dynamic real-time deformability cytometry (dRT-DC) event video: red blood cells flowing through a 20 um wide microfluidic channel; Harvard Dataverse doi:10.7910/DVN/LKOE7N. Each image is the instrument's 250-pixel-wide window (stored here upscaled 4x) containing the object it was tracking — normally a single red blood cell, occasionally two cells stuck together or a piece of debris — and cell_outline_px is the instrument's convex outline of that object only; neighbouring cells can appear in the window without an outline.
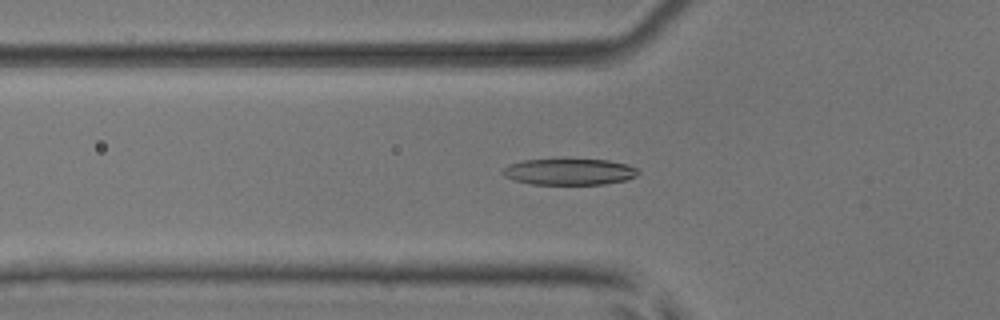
{"species": "common noctule bat (a hibernating species)", "species_latin": "Nyctalus noctula", "temperature_condition": "room temperature", "stored_images_in_passage": 42, "camera_frame_rate_fps": 3000, "um_per_image_px": 0.085, "animal": {"sex": "male", "body_mass_g": 17.9, "forearm_length_mm": 54.2}, "frame": {"image": 1, "passage_image": 19, "time_ms": 6.0, "image_size_px": [1000, 320], "cell_outline_px": [[640, 172], [636, 176], [624, 180], [604, 184], [532, 184], [516, 180], [504, 176], [500, 172], [508, 164], [524, 160], [608, 160], [628, 164], [636, 168]], "centroid_in_image_um": [48.39, 14.6], "position_along_channel_um": 77.4, "area_um2": 20.52}}
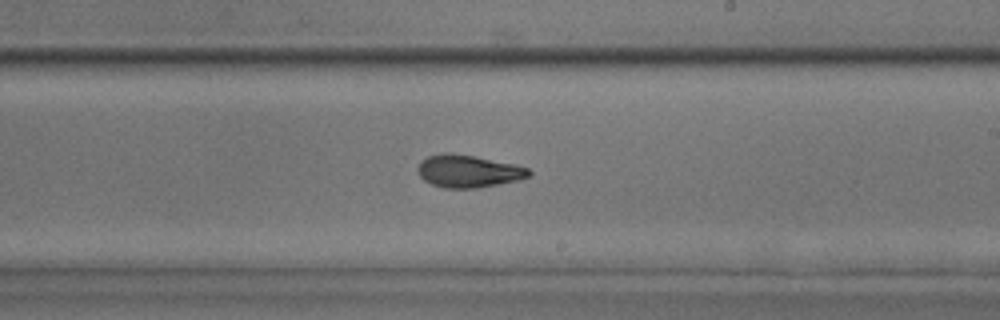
{"frame": {"image": 2, "passage_image": 32, "time_ms": 10.333, "image_size_px": [1000, 320], "cell_outline_px": [[532, 172], [528, 176], [520, 180], [476, 188], [444, 188], [432, 184], [424, 180], [420, 176], [416, 168], [428, 156], [444, 152], [452, 152], [516, 164], [528, 168]], "centroid_in_image_um": [39.82, 14.55], "position_along_channel_um": 249.2, "area_um2": 21.04}}
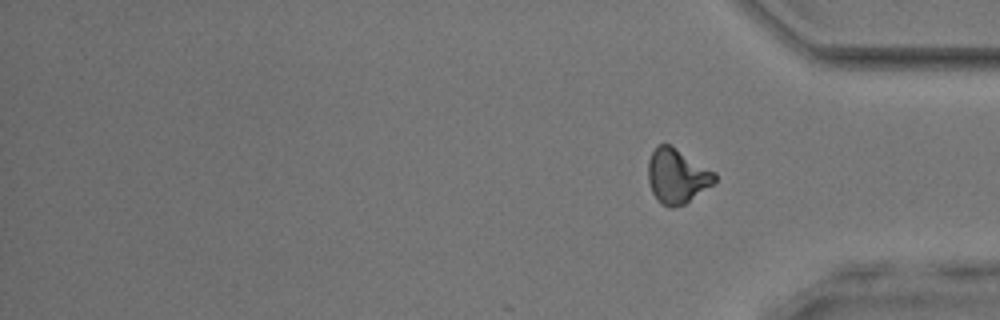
{"frame": {"image": 3, "passage_image": 42, "time_ms": 13.667, "image_size_px": [1000, 320], "cell_outline_px": [[716, 180], [712, 184], [684, 204], [672, 208], [668, 208], [660, 204], [656, 200], [652, 192], [648, 180], [648, 160], [656, 144], [668, 144], [716, 172]], "centroid_in_image_um": [57.51, 14.98], "position_along_channel_um": 377.7, "area_um2": 21.1}, "authors_computed_cell_mechanics": {"area_um2": 21.0392, "velocity_mm_per_s": 3.9698, "shape_relaxation_time_tau1_ms": 3.8132, "shape_relaxation_time_tau2_ms": 2.7555, "deformation_change_tau1": 0.1712, "deformation_change_tau2": 0.0966}}